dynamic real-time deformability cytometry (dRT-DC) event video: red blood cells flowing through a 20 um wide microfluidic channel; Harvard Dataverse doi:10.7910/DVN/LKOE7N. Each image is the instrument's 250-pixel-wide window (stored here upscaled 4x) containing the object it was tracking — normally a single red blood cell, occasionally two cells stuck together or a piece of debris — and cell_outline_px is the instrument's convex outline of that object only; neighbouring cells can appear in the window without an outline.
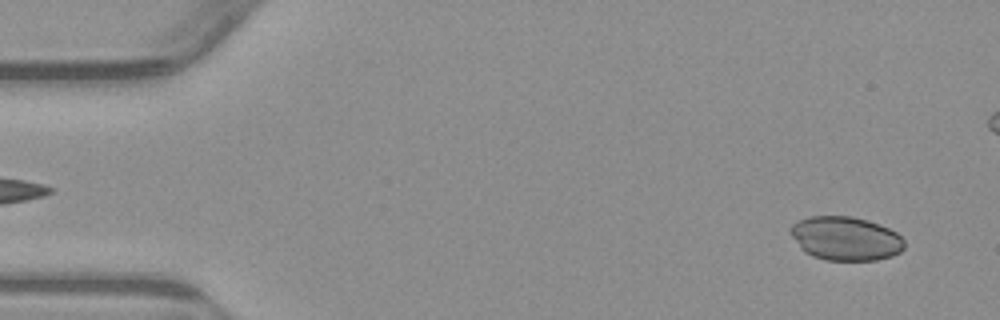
{"species": "common noctule bat (a hibernating species)", "species_latin": "Nyctalus noctula", "temperature_condition": "warm", "stored_images_in_passage": 49, "camera_frame_rate_fps": 3000, "um_per_image_px": 0.085, "animal": {"sex": "male", "body_mass_g": 23.1, "forearm_length_mm": 52.7}, "frame": {"image": 1, "passage_image": 3, "time_ms": 0.667, "image_size_px": [1000, 320], "cell_outline_px": [[904, 248], [900, 252], [892, 256], [876, 260], [824, 260], [812, 256], [804, 252], [800, 248], [788, 232], [788, 228], [792, 224], [808, 216], [852, 216], [868, 220], [880, 224], [896, 232], [904, 240]], "centroid_in_image_um": [71.84, 20.27], "position_along_channel_um": 13.2, "area_um2": 29.42}}